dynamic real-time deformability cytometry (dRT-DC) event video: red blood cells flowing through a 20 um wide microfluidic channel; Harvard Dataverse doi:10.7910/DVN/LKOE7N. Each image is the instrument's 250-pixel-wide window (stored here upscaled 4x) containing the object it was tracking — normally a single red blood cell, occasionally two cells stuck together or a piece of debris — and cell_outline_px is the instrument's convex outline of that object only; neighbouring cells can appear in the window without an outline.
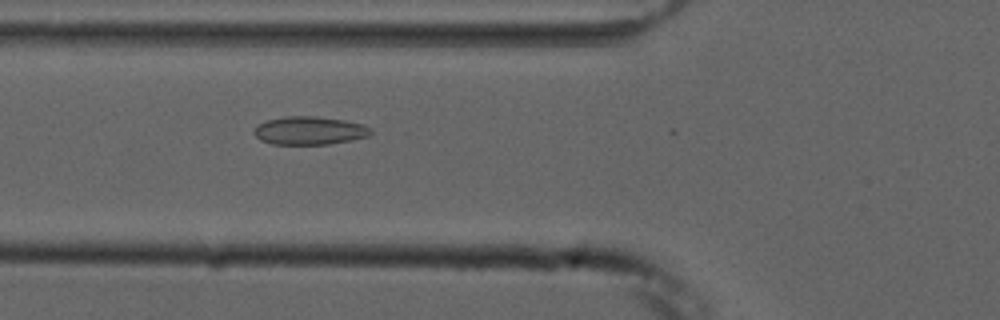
{"species": "common noctule bat (a hibernating species)", "species_latin": "Nyctalus noctula", "temperature_condition": "cold", "stored_images_in_passage": 5, "camera_frame_rate_fps": 3000, "um_per_image_px": 0.085, "animal": {"sex": "male", "forearm_length_mm": 52.5}, "frame": {"image": 1, "passage_image": 5, "time_ms": 5.667, "image_size_px": [1000, 320], "cell_outline_px": [[372, 132], [368, 136], [352, 140], [328, 144], [272, 144], [260, 140], [252, 132], [260, 124], [268, 120], [288, 116], [316, 116], [344, 120], [364, 124], [372, 128]], "centroid_in_image_um": [26.34, 11.1], "position_along_channel_um": 99.5, "area_um2": 19.13}}